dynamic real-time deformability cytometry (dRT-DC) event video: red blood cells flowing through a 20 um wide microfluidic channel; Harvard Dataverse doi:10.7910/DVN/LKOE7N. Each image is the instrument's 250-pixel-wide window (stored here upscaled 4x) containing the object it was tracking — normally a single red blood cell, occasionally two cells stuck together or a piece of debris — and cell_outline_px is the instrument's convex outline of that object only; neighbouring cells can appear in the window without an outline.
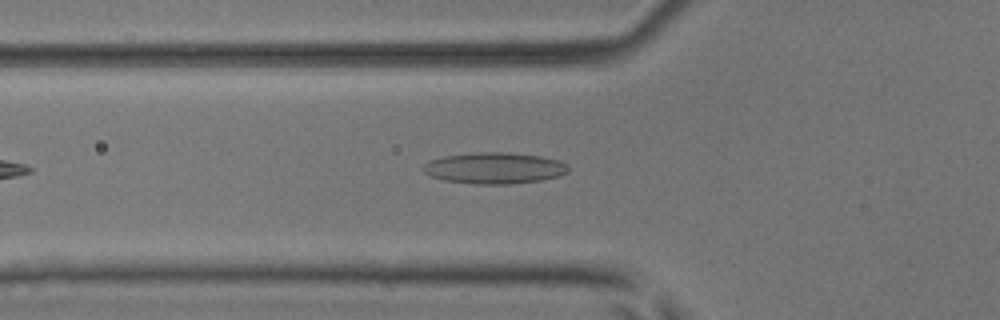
{"species": "common noctule bat (a hibernating species)", "species_latin": "Nyctalus noctula", "temperature_condition": "room temperature", "stored_images_in_passage": 4, "camera_frame_rate_fps": 3000, "um_per_image_px": 0.085, "animal": {"sex": "male", "body_mass_g": 17.9, "forearm_length_mm": 54.2}, "frame": {"image": 1, "passage_image": 4, "time_ms": 1.0, "image_size_px": [1000, 320], "cell_outline_px": [[568, 172], [560, 176], [540, 180], [508, 184], [472, 184], [444, 180], [432, 176], [424, 172], [420, 168], [428, 160], [444, 156], [480, 152], [508, 152], [540, 156], [560, 160], [568, 164]], "centroid_in_image_um": [42.02, 14.28], "position_along_channel_um": 83.8, "area_um2": 26.59}}